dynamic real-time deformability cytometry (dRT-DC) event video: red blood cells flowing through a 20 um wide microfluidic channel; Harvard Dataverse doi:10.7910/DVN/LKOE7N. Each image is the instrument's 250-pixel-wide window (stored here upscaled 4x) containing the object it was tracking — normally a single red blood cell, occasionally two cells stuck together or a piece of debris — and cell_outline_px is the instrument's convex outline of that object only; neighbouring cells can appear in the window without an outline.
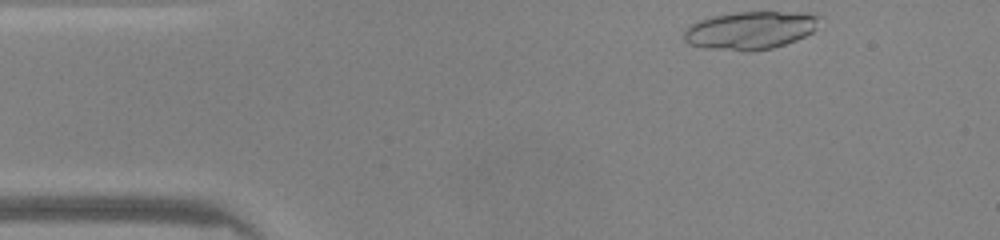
{"species": "common noctule bat (a hibernating species)", "species_latin": "Nyctalus noctula", "temperature_condition": "warm", "stored_images_in_passage": 34, "camera_frame_rate_fps": 3000, "um_per_image_px": 0.085, "animal": {"sex": "male", "body_mass_g": 20.0, "forearm_length_mm": 53.3}, "frame": {"image": 1, "passage_image": 1, "time_ms": 0.0, "image_size_px": [1000, 240], "cell_outline_px": [[824, 16], [816, 28], [812, 32], [796, 40], [772, 48], [752, 52], [744, 52], [704, 48], [688, 44], [684, 40], [684, 32], [692, 24], [700, 20], [716, 16], [736, 12], [820, 12]], "centroid_in_image_um": [63.87, 2.57], "position_along_channel_um": 21.1, "area_um2": 30.46}}